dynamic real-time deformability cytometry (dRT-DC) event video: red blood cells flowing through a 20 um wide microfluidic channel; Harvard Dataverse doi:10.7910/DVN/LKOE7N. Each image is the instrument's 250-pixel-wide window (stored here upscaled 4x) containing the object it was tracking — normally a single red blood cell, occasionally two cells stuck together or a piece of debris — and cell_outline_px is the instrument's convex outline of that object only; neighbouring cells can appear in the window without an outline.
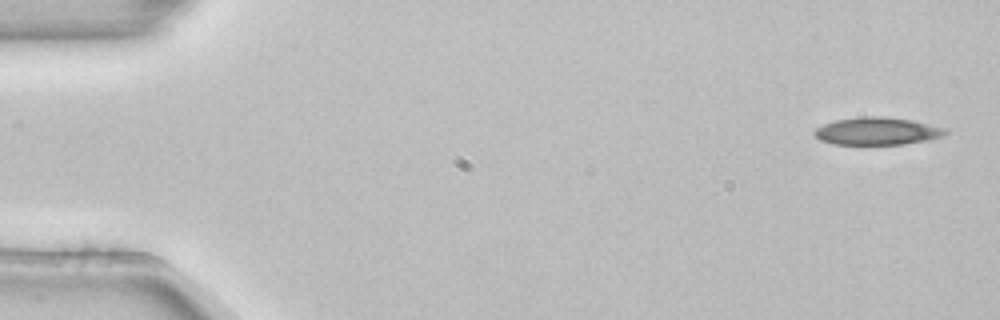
{"species": "common noctule bat (a hibernating species)", "species_latin": "Nyctalus noctula", "temperature_condition": "room temperature", "stored_images_in_passage": 6, "segment_of_instrument_passage": [2, 2], "camera_frame_rate_fps": 3000, "um_per_image_px": 0.085, "animal": {"sex": "female", "body_mass_g": 22.7, "forearm_length_mm": 54.2}, "frame": {"image": 1, "passage_image": 6, "time_ms": 1.667, "image_size_px": [1000, 320], "cell_outline_px": [[948, 132], [944, 136], [928, 140], [904, 144], [832, 144], [820, 140], [816, 136], [816, 128], [824, 124], [836, 120], [860, 116], [880, 116], [912, 120], [948, 128]], "centroid_in_image_um": [74.62, 11.14], "position_along_channel_um": 10.4, "area_um2": 21.04}}